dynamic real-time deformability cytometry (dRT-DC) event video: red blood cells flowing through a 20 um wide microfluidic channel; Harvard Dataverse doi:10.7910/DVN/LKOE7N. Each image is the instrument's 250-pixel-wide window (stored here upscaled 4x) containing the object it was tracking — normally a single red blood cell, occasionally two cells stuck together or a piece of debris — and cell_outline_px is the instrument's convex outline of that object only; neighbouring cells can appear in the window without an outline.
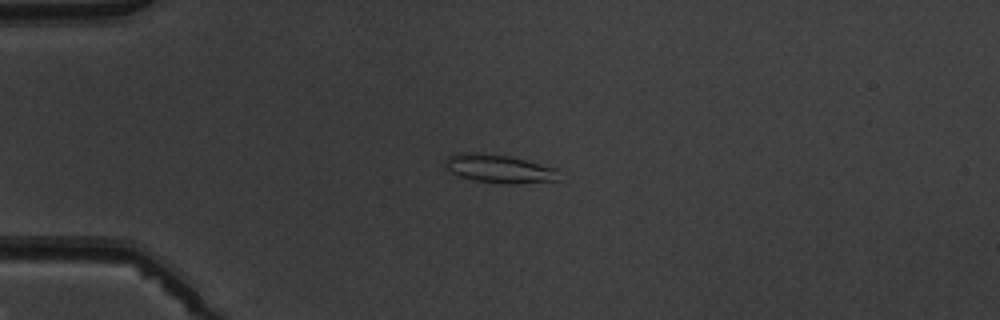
{"species": "common noctule bat (a hibernating species)", "species_latin": "Nyctalus noctula", "temperature_condition": "warm", "stored_images_in_passage": 9, "camera_frame_rate_fps": 3000, "um_per_image_px": 0.085, "animal": {"sex": "male", "body_mass_g": 19.5, "forearm_length_mm": 54.6}, "frame": {"image": 1, "passage_image": 4, "time_ms": 3.667, "image_size_px": [1000, 320], "cell_outline_px": [[560, 180], [520, 184], [500, 184], [476, 180], [460, 176], [452, 172], [444, 164], [444, 160], [448, 156], [456, 152], [476, 152], [512, 156], [560, 168]], "centroid_in_image_um": [42.51, 14.33], "position_along_channel_um": 42.5, "area_um2": 19.42}}
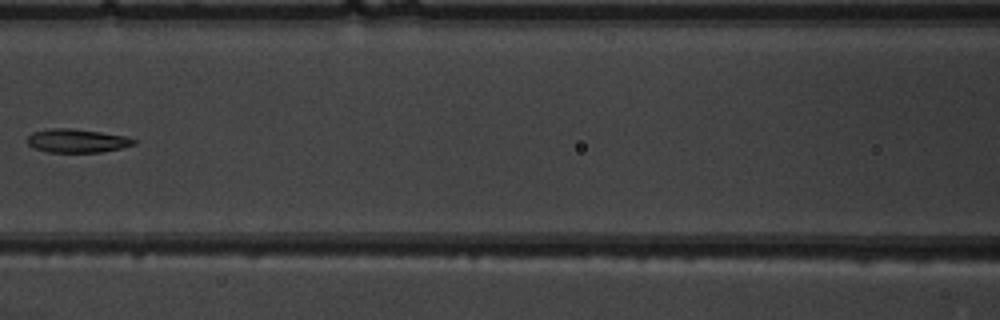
{"frame": {"image": 2, "passage_image": 7, "time_ms": 7.333, "image_size_px": [1000, 320], "cell_outline_px": [[136, 144], [120, 148], [100, 152], [48, 152], [36, 148], [28, 144], [28, 136], [32, 132], [52, 128], [72, 128], [100, 132], [124, 136], [136, 140]], "centroid_in_image_um": [6.54, 11.96], "position_along_channel_um": 160.1, "area_um2": 14.45}}
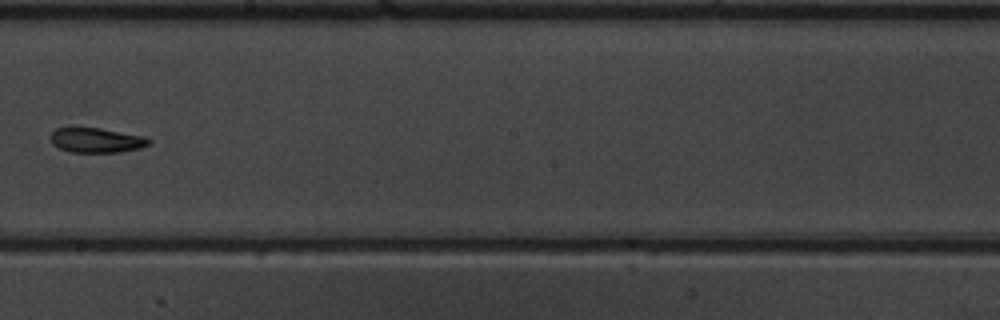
{"frame": {"image": 3, "passage_image": 9, "time_ms": 9.333, "image_size_px": [1000, 320], "cell_outline_px": [[152, 140], [148, 144], [140, 148], [120, 152], [72, 152], [60, 148], [52, 144], [48, 136], [56, 128], [100, 128], [144, 136]], "centroid_in_image_um": [8.17, 11.92], "position_along_channel_um": 240.0, "area_um2": 14.16}}